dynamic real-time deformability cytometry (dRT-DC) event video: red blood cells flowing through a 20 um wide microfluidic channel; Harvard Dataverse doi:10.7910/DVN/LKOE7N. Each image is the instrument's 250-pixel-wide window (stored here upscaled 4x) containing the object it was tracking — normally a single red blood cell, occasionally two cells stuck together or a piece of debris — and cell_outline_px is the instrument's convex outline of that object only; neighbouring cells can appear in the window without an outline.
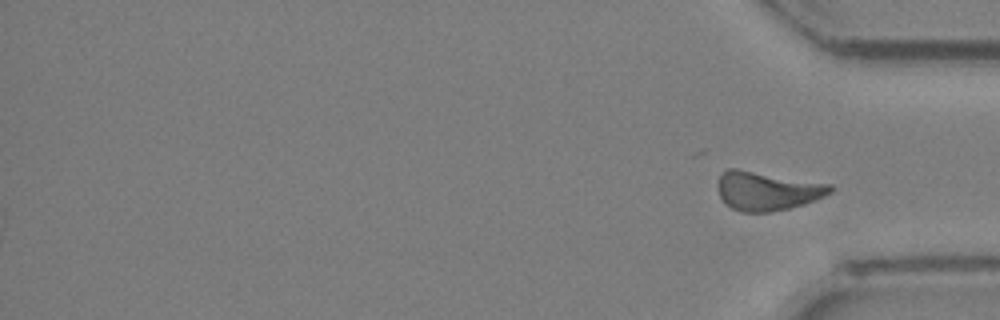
{"species": "Egyptian fruit bat (a non-hibernating species)", "species_latin": "Rousettus aegyptiacus", "temperature_condition": "room temperature", "stored_images_in_passage": 25, "segment_of_instrument_passage": [2, 2], "camera_frame_rate_fps": 3000, "um_per_image_px": 0.085, "animal": {"sex": "female"}, "frame": {"image": 1, "passage_image": 25, "time_ms": 8.0, "image_size_px": [1000, 320], "cell_outline_px": [[836, 188], [832, 192], [816, 200], [804, 204], [788, 208], [768, 212], [744, 212], [732, 208], [724, 204], [720, 196], [720, 172], [728, 168], [736, 168], [832, 184]], "centroid_in_image_um": [65.25, 16.22], "position_along_channel_um": 370.0, "area_um2": 25.49}}